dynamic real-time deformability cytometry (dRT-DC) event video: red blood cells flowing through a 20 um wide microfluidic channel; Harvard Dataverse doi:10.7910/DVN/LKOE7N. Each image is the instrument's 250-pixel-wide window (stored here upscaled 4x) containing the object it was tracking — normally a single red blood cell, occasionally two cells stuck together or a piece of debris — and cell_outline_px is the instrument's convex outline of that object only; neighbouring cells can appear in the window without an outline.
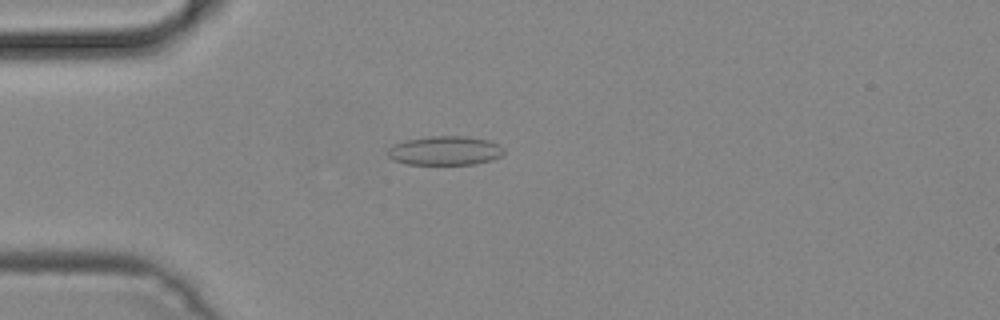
{"species": "common noctule bat (a hibernating species)", "species_latin": "Nyctalus noctula", "temperature_condition": "cold", "stored_images_in_passage": 50, "camera_frame_rate_fps": 3000, "um_per_image_px": 0.085, "animal": {"sex": "male", "body_mass_g": 19.2, "forearm_length_mm": 51.8}, "frame": {"image": 1, "passage_image": 14, "time_ms": 4.333, "image_size_px": [1000, 320], "cell_outline_px": [[504, 152], [500, 156], [492, 160], [476, 164], [408, 164], [392, 160], [388, 156], [388, 148], [404, 140], [428, 136], [468, 136], [488, 140], [500, 144], [504, 148]], "centroid_in_image_um": [37.85, 12.8], "position_along_channel_um": 47.2, "area_um2": 19.83}}
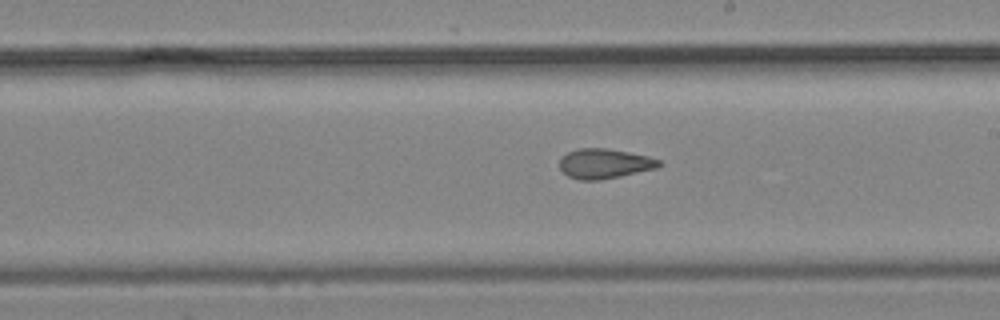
{"frame": {"image": 2, "passage_image": 29, "time_ms": 9.333, "image_size_px": [1000, 320], "cell_outline_px": [[664, 164], [656, 168], [620, 176], [600, 180], [580, 180], [568, 176], [560, 168], [560, 156], [568, 152], [580, 148], [608, 148], [648, 156], [660, 160]], "centroid_in_image_um": [51.38, 13.9], "position_along_channel_um": 237.6, "area_um2": 17.28}}
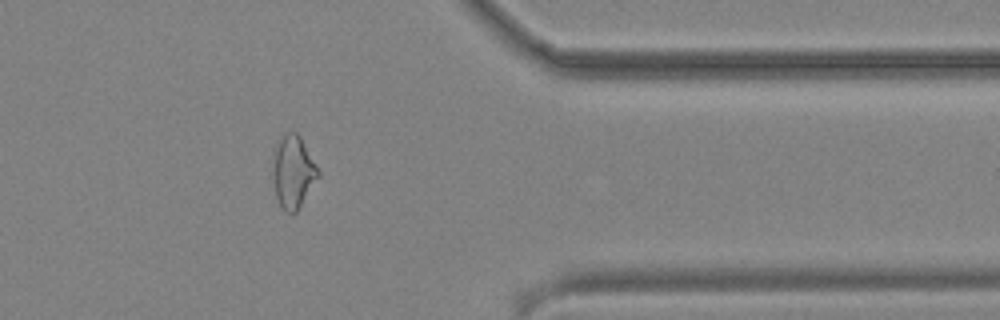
{"frame": {"image": 3, "passage_image": 41, "time_ms": 13.333, "image_size_px": [1000, 320], "cell_outline_px": [[320, 176], [296, 212], [288, 212], [280, 204], [276, 196], [272, 172], [272, 148], [280, 136], [288, 132], [296, 132], [300, 136], [320, 172]], "centroid_in_image_um": [24.89, 14.54], "position_along_channel_um": 386.5, "area_um2": 19.31}}